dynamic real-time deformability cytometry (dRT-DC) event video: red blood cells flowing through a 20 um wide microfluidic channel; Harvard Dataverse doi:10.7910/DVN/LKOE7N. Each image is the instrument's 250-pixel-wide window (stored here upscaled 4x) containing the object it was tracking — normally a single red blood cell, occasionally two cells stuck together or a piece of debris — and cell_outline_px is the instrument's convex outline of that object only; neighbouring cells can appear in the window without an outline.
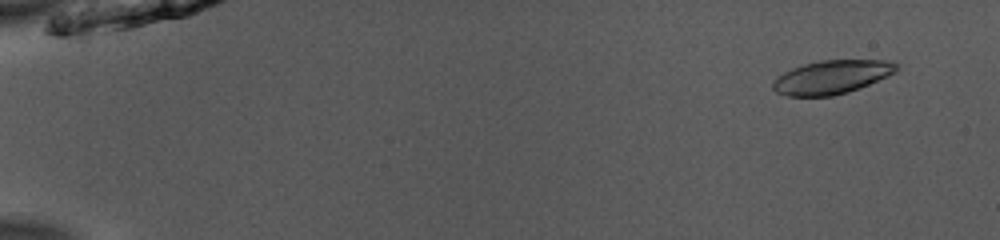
{"species": "common noctule bat (a hibernating species)", "species_latin": "Nyctalus noctula", "temperature_condition": "room temperature", "stored_images_in_passage": 52, "camera_frame_rate_fps": 3000, "um_per_image_px": 0.085, "animal": {"sex": "male", "body_mass_g": 13.0, "forearm_length_mm": 53.1}, "frame": {"image": 1, "passage_image": 4, "time_ms": 1.0, "image_size_px": [1000, 240], "cell_outline_px": [[900, 68], [896, 72], [888, 76], [848, 92], [832, 96], [788, 96], [776, 92], [772, 88], [772, 84], [784, 72], [792, 68], [804, 64], [820, 60], [888, 60], [896, 64]], "centroid_in_image_um": [70.72, 6.55], "position_along_channel_um": 14.3, "area_um2": 24.04}}
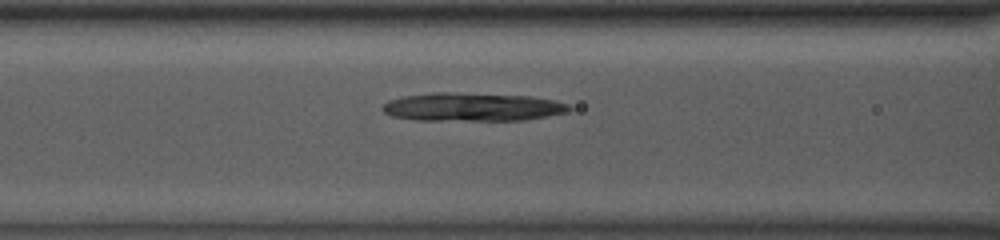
{"frame": {"image": 2, "passage_image": 23, "time_ms": 7.333, "image_size_px": [1000, 240], "cell_outline_px": [[572, 108], [568, 112], [524, 120], [416, 120], [392, 116], [384, 112], [384, 104], [388, 100], [404, 96], [432, 92], [448, 92], [528, 96], [552, 100], [568, 104]], "centroid_in_image_um": [40.13, 9.09], "position_along_channel_um": 126.5, "area_um2": 30.63}}
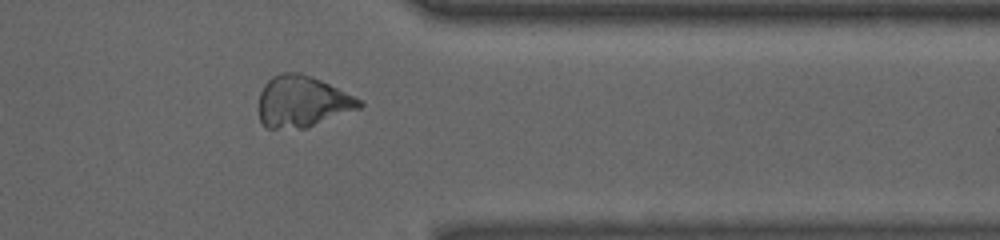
{"frame": {"image": 3, "passage_image": 43, "time_ms": 14.0, "image_size_px": [1000, 240], "cell_outline_px": [[364, 104], [360, 108], [304, 128], [268, 128], [260, 120], [260, 92], [264, 84], [272, 76], [284, 72], [300, 72], [312, 76], [360, 100]], "centroid_in_image_um": [25.66, 8.62], "position_along_channel_um": 385.7, "area_um2": 29.48}, "authors_computed_cell_mechanics": {"area_um2": 29.4491, "velocity_mm_per_s": 3.9539, "shape_relaxation_time_tau1_ms": 8.7955, "shape_relaxation_time_tau2_ms": null, "deformation_change_tau1": 0.2192, "deformation_change_tau2": null}}